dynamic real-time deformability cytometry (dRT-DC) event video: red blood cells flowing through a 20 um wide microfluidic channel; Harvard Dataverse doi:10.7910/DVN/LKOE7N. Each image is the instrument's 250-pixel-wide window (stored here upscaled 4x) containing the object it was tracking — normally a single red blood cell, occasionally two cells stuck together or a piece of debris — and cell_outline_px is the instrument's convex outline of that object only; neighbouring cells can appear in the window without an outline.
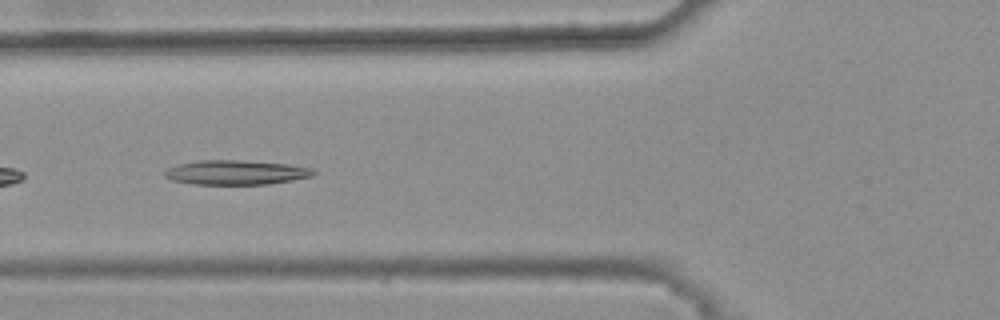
{"species": "common noctule bat (a hibernating species)", "species_latin": "Nyctalus noctula", "temperature_condition": "warm", "stored_images_in_passage": 29, "camera_frame_rate_fps": 3000, "um_per_image_px": 0.085, "animal": {"sex": "female", "body_mass_g": 25.1}, "frame": {"image": 1, "passage_image": 5, "time_ms": 1.333, "image_size_px": [1000, 320], "cell_outline_px": [[316, 172], [312, 176], [292, 180], [268, 184], [192, 184], [172, 180], [164, 176], [164, 172], [168, 168], [180, 164], [200, 160], [240, 160], [288, 164], [312, 168]], "centroid_in_image_um": [20.06, 14.66], "position_along_channel_um": 105.7, "area_um2": 21.1}, "authors_computed_cell_mechanics": {"area_um2": 20.4612, "velocity_mm_per_s": 3.782, "shape_relaxation_time_tau1_ms": null, "shape_relaxation_time_tau2_ms": 8.4029, "deformation_change_tau1": null, "deformation_change_tau2": 0.1686}}